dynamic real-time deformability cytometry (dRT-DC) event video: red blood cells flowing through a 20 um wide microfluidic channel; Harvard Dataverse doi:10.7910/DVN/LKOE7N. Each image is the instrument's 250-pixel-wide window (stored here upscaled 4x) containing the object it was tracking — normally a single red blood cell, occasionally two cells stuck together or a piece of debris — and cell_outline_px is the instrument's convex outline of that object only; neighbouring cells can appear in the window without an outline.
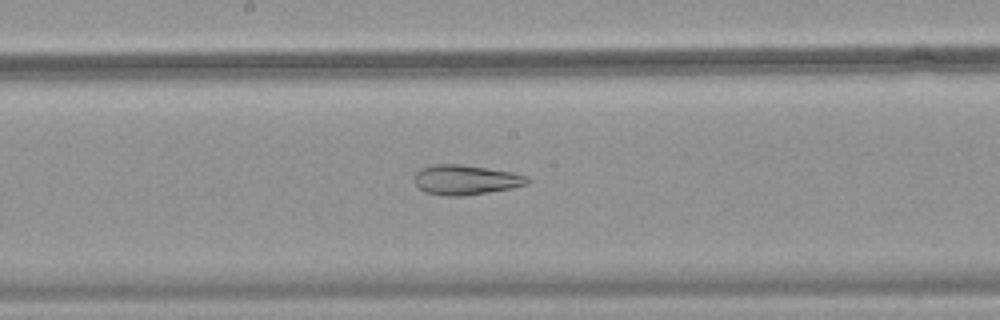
{"species": "common noctule bat (a hibernating species)", "species_latin": "Nyctalus noctula", "temperature_condition": "warm", "stored_images_in_passage": 51, "camera_frame_rate_fps": 3000, "um_per_image_px": 0.085, "animal": {"sex": "female", "body_mass_g": 18.4}, "frame": {"image": 1, "passage_image": 28, "time_ms": 9.0, "image_size_px": [1000, 320], "cell_outline_px": [[532, 180], [528, 184], [512, 188], [464, 196], [444, 196], [424, 192], [412, 180], [416, 172], [420, 168], [432, 164], [460, 164], [512, 172], [528, 176]], "centroid_in_image_um": [39.57, 15.28], "position_along_channel_um": 208.6, "area_um2": 19.88}}
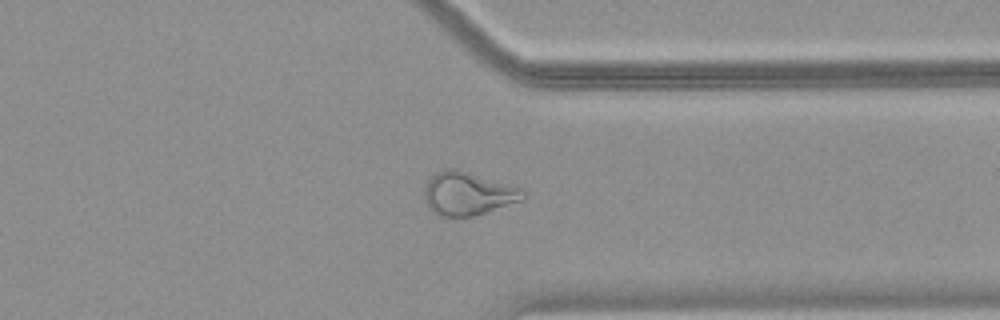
{"frame": {"image": 2, "passage_image": 40, "time_ms": 13.0, "image_size_px": [1000, 320], "cell_outline_px": [[524, 200], [472, 216], [436, 216], [428, 208], [424, 196], [424, 188], [428, 180], [436, 172], [444, 168], [456, 168], [520, 188], [524, 192]], "centroid_in_image_um": [39.72, 16.46], "position_along_channel_um": 371.7, "area_um2": 24.74}}
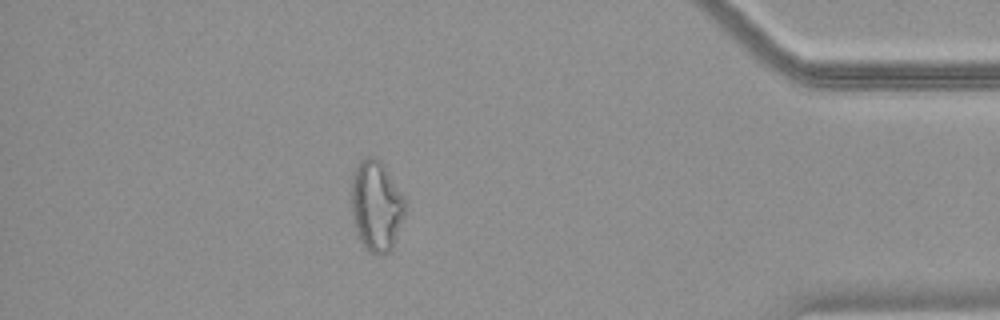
{"frame": {"image": 3, "passage_image": 45, "time_ms": 14.667, "image_size_px": [1000, 320], "cell_outline_px": [[404, 212], [392, 248], [384, 256], [380, 256], [372, 252], [360, 240], [352, 216], [352, 176], [360, 160], [364, 156], [376, 156], [384, 164], [404, 196]], "centroid_in_image_um": [31.98, 17.45], "position_along_channel_um": 403.2, "area_um2": 28.03}}